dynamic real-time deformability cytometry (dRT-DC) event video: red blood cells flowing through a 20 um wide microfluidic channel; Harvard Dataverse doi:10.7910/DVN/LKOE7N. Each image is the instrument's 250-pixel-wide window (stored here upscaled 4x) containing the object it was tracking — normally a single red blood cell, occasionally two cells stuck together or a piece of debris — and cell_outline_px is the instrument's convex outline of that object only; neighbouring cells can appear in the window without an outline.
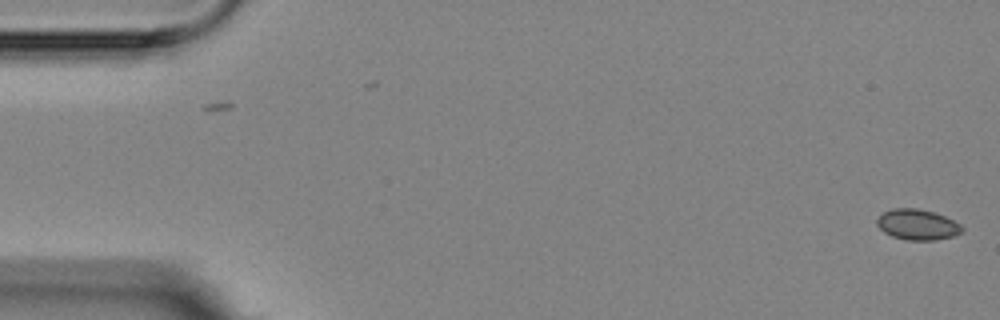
{"species": "Egyptian fruit bat (a non-hibernating species)", "species_latin": "Rousettus aegyptiacus", "temperature_condition": "room temperature", "stored_images_in_passage": 2, "camera_frame_rate_fps": 3000, "um_per_image_px": 0.085, "animal": {"sex": "female"}, "frame": {"image": 1, "passage_image": 2, "time_ms": 1.333, "image_size_px": [1000, 320], "cell_outline_px": [[964, 232], [952, 236], [936, 240], [908, 240], [892, 236], [884, 232], [876, 224], [876, 220], [884, 212], [892, 208], [916, 208], [932, 212], [944, 216], [960, 224], [964, 228]], "centroid_in_image_um": [77.99, 19.09], "position_along_channel_um": 7.0, "area_um2": 15.09}}